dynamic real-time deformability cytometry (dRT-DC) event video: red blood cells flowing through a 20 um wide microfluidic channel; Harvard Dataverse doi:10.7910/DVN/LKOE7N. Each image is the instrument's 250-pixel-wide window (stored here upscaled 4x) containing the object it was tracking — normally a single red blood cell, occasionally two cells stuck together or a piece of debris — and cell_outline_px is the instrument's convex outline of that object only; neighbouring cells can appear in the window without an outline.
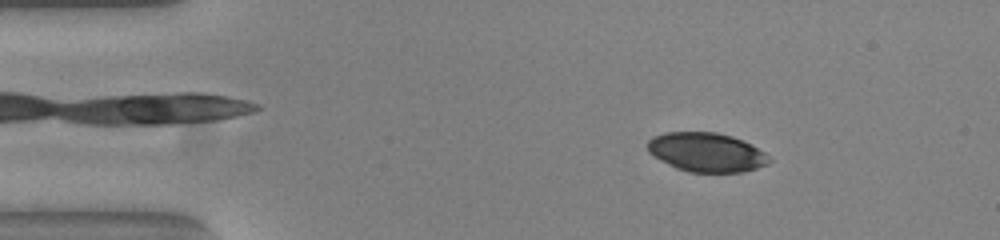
{"species": "common noctule bat (a hibernating species)", "species_latin": "Nyctalus noctula", "temperature_condition": "warm", "stored_images_in_passage": 53, "camera_frame_rate_fps": 3000, "um_per_image_px": 0.085, "animal": {"sex": "female", "body_mass_g": 23.0, "forearm_length_mm": 53.4}, "frame": {"image": 1, "passage_image": 8, "time_ms": 2.333, "image_size_px": [1000, 240], "cell_outline_px": [[772, 160], [768, 164], [744, 172], [688, 172], [676, 168], [660, 160], [648, 152], [648, 140], [652, 136], [664, 132], [716, 132], [732, 136], [752, 144], [764, 152]], "centroid_in_image_um": [60.05, 12.94], "position_along_channel_um": 25.0, "area_um2": 27.86}}
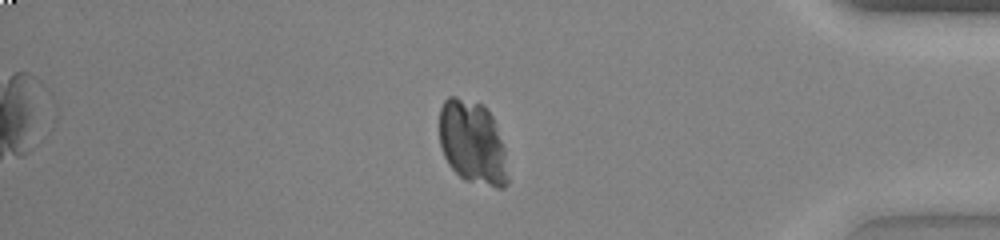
{"frame": {"image": 2, "passage_image": 45, "time_ms": 14.667, "image_size_px": [1000, 240], "cell_outline_px": [[508, 184], [504, 188], [496, 188], [464, 180], [448, 164], [444, 156], [440, 144], [440, 108], [444, 100], [448, 96], [456, 96], [484, 104], [492, 116], [504, 148], [508, 176]], "centroid_in_image_um": [40.16, 12.12], "position_along_channel_um": 395.0, "area_um2": 33.52}}
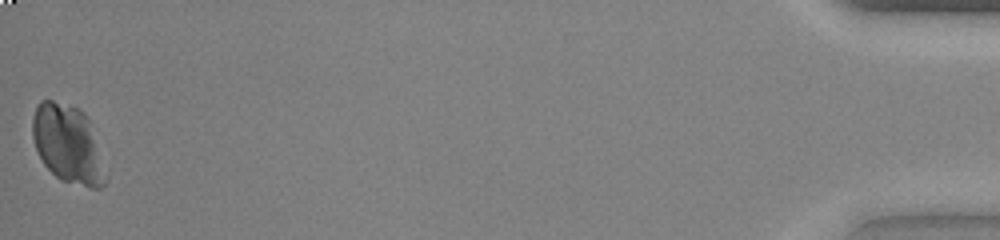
{"frame": {"image": 3, "passage_image": 53, "time_ms": 17.333, "image_size_px": [1000, 240], "cell_outline_px": [[108, 176], [104, 184], [100, 188], [88, 188], [60, 180], [44, 164], [36, 148], [32, 136], [32, 116], [36, 104], [40, 100], [52, 100], [80, 108], [84, 112], [88, 120]], "centroid_in_image_um": [5.75, 12.25], "position_along_channel_um": 429.4, "area_um2": 33.35}}